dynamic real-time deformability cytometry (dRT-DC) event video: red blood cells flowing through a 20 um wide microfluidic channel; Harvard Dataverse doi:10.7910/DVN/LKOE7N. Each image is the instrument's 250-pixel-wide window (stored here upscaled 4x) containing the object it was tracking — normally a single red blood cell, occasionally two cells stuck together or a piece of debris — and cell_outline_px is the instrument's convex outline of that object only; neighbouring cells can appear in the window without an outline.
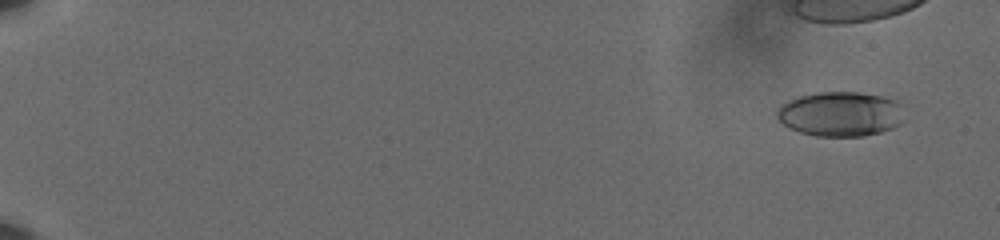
{"species": "human", "species_latin": "Homo sapiens", "temperature_condition": "cold", "stored_images_in_passage": 52, "camera_frame_rate_fps": 3000, "um_per_image_px": 0.085, "donor": {"sex": "male"}, "frame": {"image": 1, "passage_image": 5, "time_ms": 1.333, "image_size_px": [1000, 240], "cell_outline_px": [[900, 124], [892, 128], [880, 132], [864, 136], [816, 136], [800, 132], [788, 128], [776, 116], [776, 112], [784, 104], [800, 96], [820, 92], [860, 92], [880, 96], [896, 100], [900, 104]], "centroid_in_image_um": [71.43, 9.7], "position_along_channel_um": 13.6, "area_um2": 32.71}}
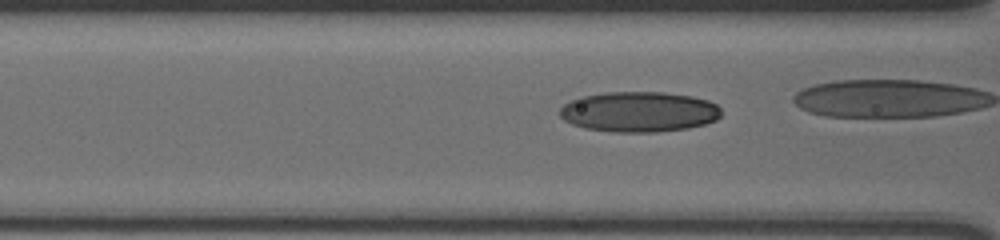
{"frame": {"image": 2, "passage_image": 29, "time_ms": 9.333, "image_size_px": [1000, 240], "cell_outline_px": [[720, 116], [716, 120], [704, 124], [688, 128], [656, 132], [612, 132], [584, 128], [572, 124], [564, 120], [560, 116], [560, 108], [564, 104], [580, 96], [604, 92], [664, 92], [692, 96], [708, 100], [716, 104], [720, 108]], "centroid_in_image_um": [54.3, 9.5], "position_along_channel_um": 112.3, "area_um2": 38.15}}
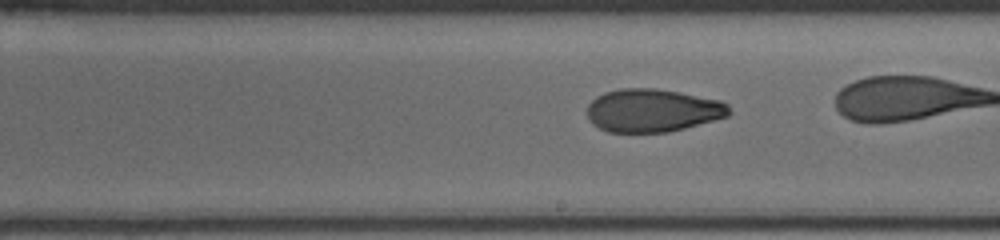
{"frame": {"image": 3, "passage_image": 39, "time_ms": 12.667, "image_size_px": [1000, 240], "cell_outline_px": [[732, 112], [728, 116], [684, 128], [668, 132], [608, 132], [592, 124], [588, 120], [588, 104], [596, 96], [604, 92], [620, 88], [656, 88], [680, 92], [720, 100], [728, 104]], "centroid_in_image_um": [55.46, 9.38], "position_along_channel_um": 233.5, "area_um2": 35.78}}